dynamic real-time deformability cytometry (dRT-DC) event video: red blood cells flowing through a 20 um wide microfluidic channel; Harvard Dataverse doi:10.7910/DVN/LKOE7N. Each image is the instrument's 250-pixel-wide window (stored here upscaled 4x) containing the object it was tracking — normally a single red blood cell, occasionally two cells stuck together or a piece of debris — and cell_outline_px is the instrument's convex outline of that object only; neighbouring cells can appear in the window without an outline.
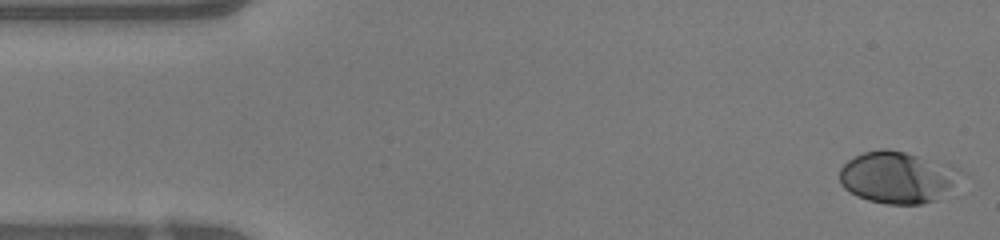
{"species": "human", "species_latin": "Homo sapiens", "temperature_condition": "warm", "stored_images_in_passage": 47, "camera_frame_rate_fps": 3000, "um_per_image_px": 0.085, "donor": {"sex": "female"}, "frame": {"image": 1, "passage_image": 1, "time_ms": 0.0, "image_size_px": [1000, 240], "cell_outline_px": [[968, 172], [936, 200], [920, 204], [888, 204], [868, 200], [856, 196], [844, 188], [840, 184], [840, 168], [848, 160], [864, 152], [884, 148], [888, 148], [952, 164]], "centroid_in_image_um": [76.33, 15.06], "position_along_channel_um": 8.7, "area_um2": 36.88}}
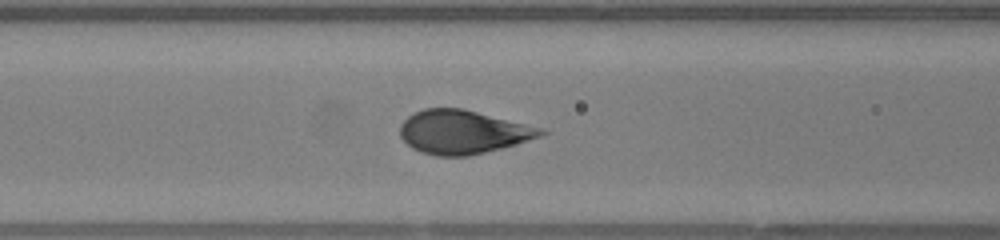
{"frame": {"image": 2, "passage_image": 18, "time_ms": 5.667, "image_size_px": [1000, 240], "cell_outline_px": [[548, 132], [540, 136], [516, 144], [468, 156], [436, 156], [420, 152], [412, 148], [400, 136], [400, 124], [412, 112], [424, 108], [460, 108], [540, 128]], "centroid_in_image_um": [39.26, 11.22], "position_along_channel_um": 127.3, "area_um2": 35.32}}
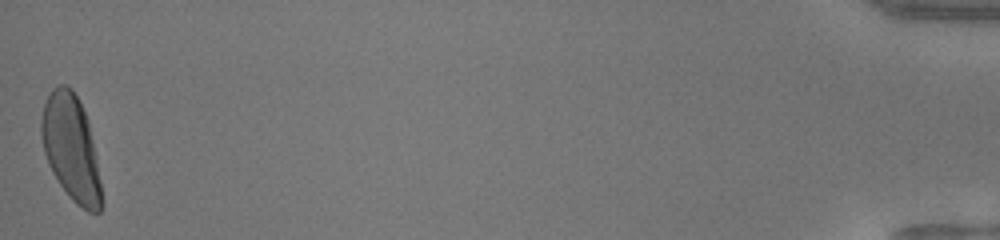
{"frame": {"image": 3, "passage_image": 47, "time_ms": 15.333, "image_size_px": [1000, 240], "cell_outline_px": [[104, 204], [100, 212], [88, 212], [76, 204], [68, 196], [52, 172], [48, 164], [44, 152], [40, 136], [40, 120], [44, 104], [52, 88], [60, 84], [68, 84], [72, 88], [88, 120], [96, 156], [104, 200]], "centroid_in_image_um": [6.05, 12.61], "position_along_channel_um": 429.2, "area_um2": 37.45}}